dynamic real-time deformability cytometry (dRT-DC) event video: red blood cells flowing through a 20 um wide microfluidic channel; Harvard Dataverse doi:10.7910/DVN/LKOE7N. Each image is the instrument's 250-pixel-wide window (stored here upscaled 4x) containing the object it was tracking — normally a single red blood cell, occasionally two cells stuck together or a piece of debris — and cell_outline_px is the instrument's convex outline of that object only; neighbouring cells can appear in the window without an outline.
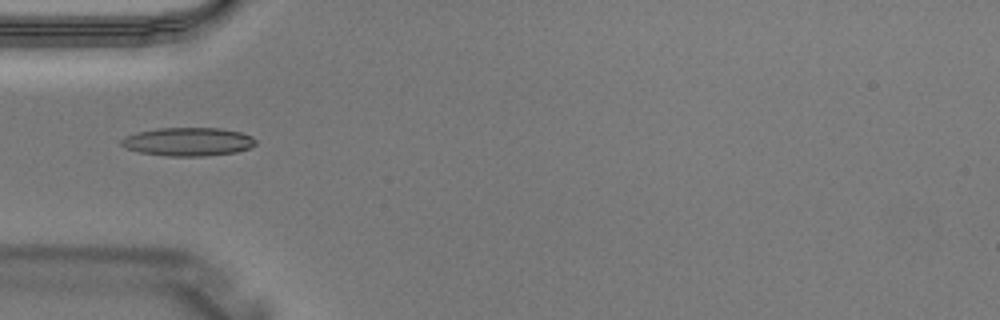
{"species": "Egyptian fruit bat (a non-hibernating species)", "species_latin": "Rousettus aegyptiacus", "temperature_condition": "warm", "stored_images_in_passage": 1, "camera_frame_rate_fps": 3000, "um_per_image_px": 0.085, "animal": {"sex": "male"}, "frame": {"image": 1, "passage_image": 1, "time_ms": 0.0, "image_size_px": [1000, 320], "cell_outline_px": [[256, 144], [248, 148], [236, 152], [204, 156], [168, 156], [140, 152], [124, 148], [120, 144], [120, 140], [124, 136], [136, 132], [156, 128], [220, 128], [240, 132], [252, 136], [256, 140]], "centroid_in_image_um": [15.95, 12.04], "position_along_channel_um": 69.1, "area_um2": 22.37}}